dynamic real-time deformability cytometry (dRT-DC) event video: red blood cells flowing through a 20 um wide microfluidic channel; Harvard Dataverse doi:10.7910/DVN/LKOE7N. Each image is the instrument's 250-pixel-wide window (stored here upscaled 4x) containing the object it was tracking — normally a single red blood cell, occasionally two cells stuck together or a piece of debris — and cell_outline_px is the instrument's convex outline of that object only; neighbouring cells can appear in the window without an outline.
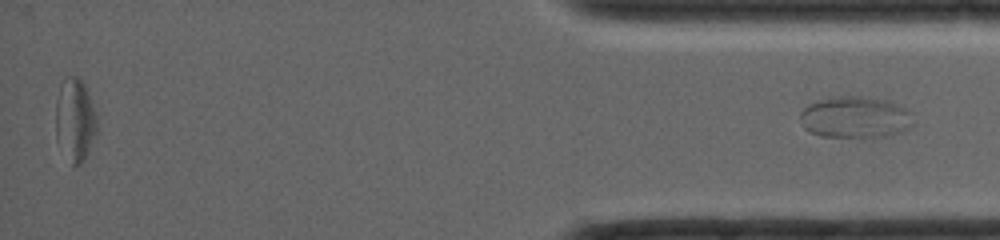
{"species": "common noctule bat (a hibernating species)", "species_latin": "Nyctalus noctula", "temperature_condition": "room temperature", "stored_images_in_passage": 54, "segment_of_instrument_passage": [2, 2], "camera_frame_rate_fps": 4000, "um_per_image_px": 0.085, "animal": {"sex": "female", "body_mass_g": 19.0, "forearm_length_mm": 56.7}, "frame": {"image": 1, "passage_image": 54, "time_ms": 13.75, "image_size_px": [1000, 240], "cell_outline_px": [[912, 124], [900, 132], [884, 136], [820, 136], [804, 128], [800, 120], [800, 112], [808, 104], [828, 96], [860, 96], [884, 100], [896, 104], [904, 108], [908, 112]], "centroid_in_image_um": [72.61, 9.94], "position_along_channel_um": 362.6, "area_um2": 26.88}}